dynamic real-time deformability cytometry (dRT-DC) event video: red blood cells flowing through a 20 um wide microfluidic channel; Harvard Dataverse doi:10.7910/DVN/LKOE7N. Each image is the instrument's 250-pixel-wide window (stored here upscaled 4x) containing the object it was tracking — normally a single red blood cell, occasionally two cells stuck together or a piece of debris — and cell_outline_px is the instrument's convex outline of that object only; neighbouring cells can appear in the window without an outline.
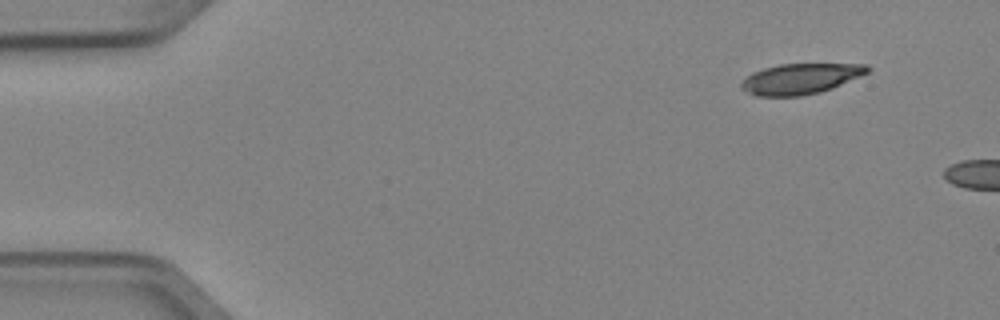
{"species": "Egyptian fruit bat (a non-hibernating species)", "species_latin": "Rousettus aegyptiacus", "temperature_condition": "cold", "stored_images_in_passage": 2, "camera_frame_rate_fps": 3000, "um_per_image_px": 0.085, "animal": {"sex": "female"}, "frame": {"image": 1, "passage_image": 1, "time_ms": 0.0, "image_size_px": [1000, 320], "cell_outline_px": [[872, 68], [868, 72], [860, 76], [832, 88], [820, 92], [800, 96], [756, 96], [740, 88], [740, 84], [752, 72], [764, 68], [780, 64], [868, 64]], "centroid_in_image_um": [68.05, 6.69], "position_along_channel_um": 17.0, "area_um2": 22.37}}